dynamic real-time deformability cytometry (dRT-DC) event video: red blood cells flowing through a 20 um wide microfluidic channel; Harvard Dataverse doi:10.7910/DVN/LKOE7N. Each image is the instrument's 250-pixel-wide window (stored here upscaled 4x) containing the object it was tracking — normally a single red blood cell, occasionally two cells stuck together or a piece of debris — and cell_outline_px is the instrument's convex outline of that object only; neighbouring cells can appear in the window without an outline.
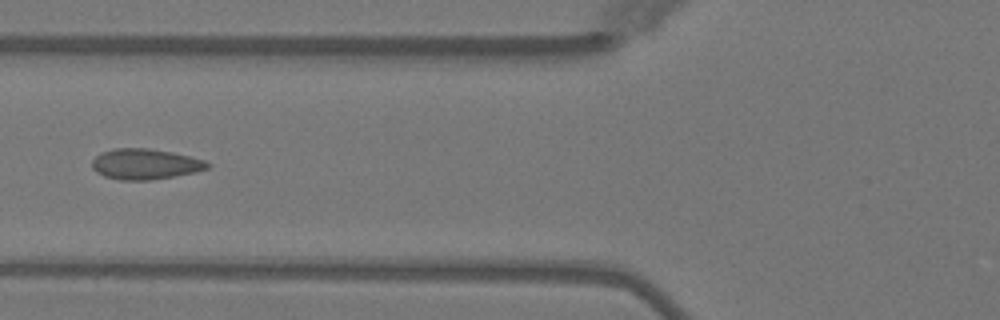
{"species": "Egyptian fruit bat (a non-hibernating species)", "species_latin": "Rousettus aegyptiacus", "temperature_condition": "warm", "stored_images_in_passage": 6, "camera_frame_rate_fps": 3000, "um_per_image_px": 0.085, "animal": {"sex": "female"}, "frame": {"image": 1, "passage_image": 6, "time_ms": 5.667, "image_size_px": [1000, 320], "cell_outline_px": [[212, 164], [208, 168], [196, 172], [152, 180], [120, 180], [104, 176], [96, 172], [92, 168], [92, 160], [100, 152], [116, 148], [148, 148], [172, 152], [204, 160]], "centroid_in_image_um": [12.33, 13.95], "position_along_channel_um": 113.5, "area_um2": 20.63}}